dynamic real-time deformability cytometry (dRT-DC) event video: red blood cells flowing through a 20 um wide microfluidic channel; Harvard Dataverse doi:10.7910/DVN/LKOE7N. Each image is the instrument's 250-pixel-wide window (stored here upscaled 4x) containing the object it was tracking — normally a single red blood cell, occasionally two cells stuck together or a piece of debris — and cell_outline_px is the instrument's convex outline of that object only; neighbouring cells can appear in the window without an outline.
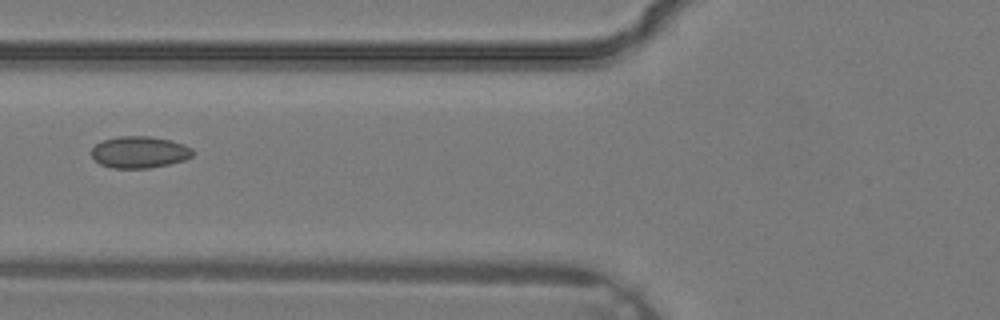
{"species": "common noctule bat (a hibernating species)", "species_latin": "Nyctalus noctula", "temperature_condition": "warm", "stored_images_in_passage": 4, "camera_frame_rate_fps": 3000, "um_per_image_px": 0.085, "animal": {"sex": "male", "body_mass_g": 19.2, "forearm_length_mm": 51.8}, "frame": {"image": 1, "passage_image": 4, "time_ms": 1.0, "image_size_px": [1000, 320], "cell_outline_px": [[196, 152], [192, 156], [184, 160], [168, 164], [148, 168], [112, 168], [100, 164], [92, 156], [92, 148], [100, 140], [116, 136], [152, 136], [172, 140], [184, 144], [192, 148]], "centroid_in_image_um": [11.87, 12.91], "position_along_channel_um": 113.9, "area_um2": 18.96}}